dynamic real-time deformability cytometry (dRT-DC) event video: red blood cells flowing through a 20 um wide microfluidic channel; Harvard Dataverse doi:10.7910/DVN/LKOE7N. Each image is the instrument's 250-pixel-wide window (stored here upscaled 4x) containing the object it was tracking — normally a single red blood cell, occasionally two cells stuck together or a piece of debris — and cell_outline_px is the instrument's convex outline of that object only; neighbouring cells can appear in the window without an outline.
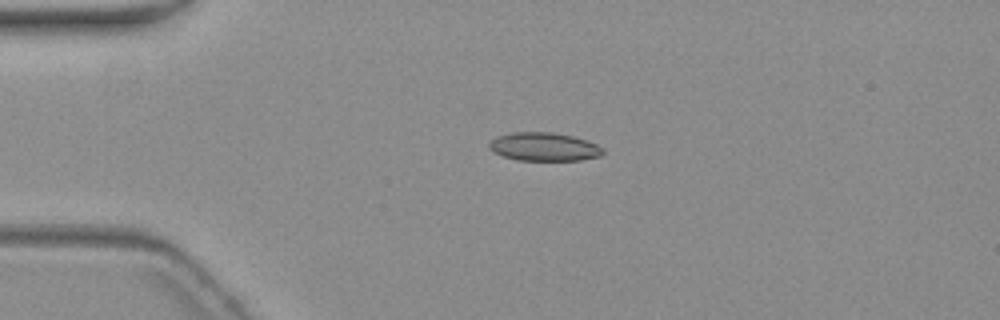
{"species": "common noctule bat (a hibernating species)", "species_latin": "Nyctalus noctula", "temperature_condition": "warm", "stored_images_in_passage": 5, "camera_frame_rate_fps": 3000, "um_per_image_px": 0.085, "animal": {"sex": "female", "body_mass_g": 19.3, "forearm_length_mm": 54.1}, "frame": {"image": 1, "passage_image": 4, "time_ms": 3.667, "image_size_px": [1000, 320], "cell_outline_px": [[604, 152], [600, 156], [580, 160], [516, 160], [492, 152], [488, 148], [488, 144], [496, 136], [512, 132], [552, 132], [572, 136], [588, 140], [604, 148]], "centroid_in_image_um": [46.23, 12.47], "position_along_channel_um": 38.8, "area_um2": 18.96}}